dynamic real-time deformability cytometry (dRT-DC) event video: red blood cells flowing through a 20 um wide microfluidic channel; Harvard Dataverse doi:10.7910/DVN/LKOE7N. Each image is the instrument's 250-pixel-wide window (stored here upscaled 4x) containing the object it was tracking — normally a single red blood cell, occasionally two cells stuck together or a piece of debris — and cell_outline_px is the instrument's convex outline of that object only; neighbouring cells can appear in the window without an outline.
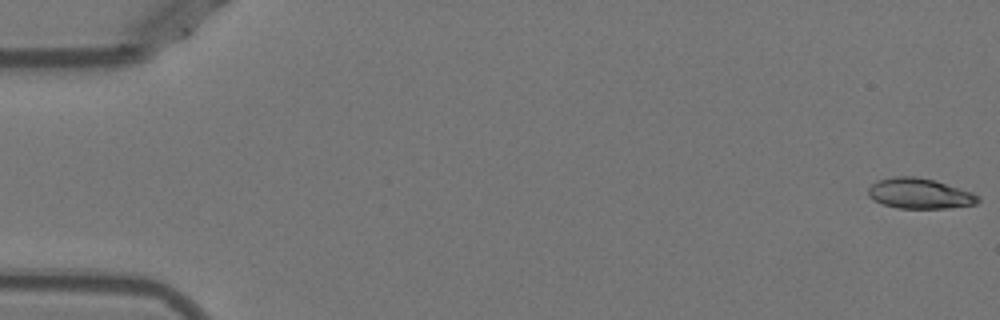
{"species": "Egyptian fruit bat (a non-hibernating species)", "species_latin": "Rousettus aegyptiacus", "temperature_condition": "warm", "stored_images_in_passage": 50, "camera_frame_rate_fps": 3000, "um_per_image_px": 0.085, "animal": {"sex": "female"}, "frame": {"image": 1, "passage_image": 1, "time_ms": 0.0, "image_size_px": [1000, 320], "cell_outline_px": [[980, 200], [976, 204], [948, 208], [896, 208], [872, 200], [868, 196], [868, 188], [876, 180], [892, 176], [916, 176], [932, 180], [972, 192], [980, 196]], "centroid_in_image_um": [78.13, 16.45], "position_along_channel_um": 6.9, "area_um2": 19.48}}
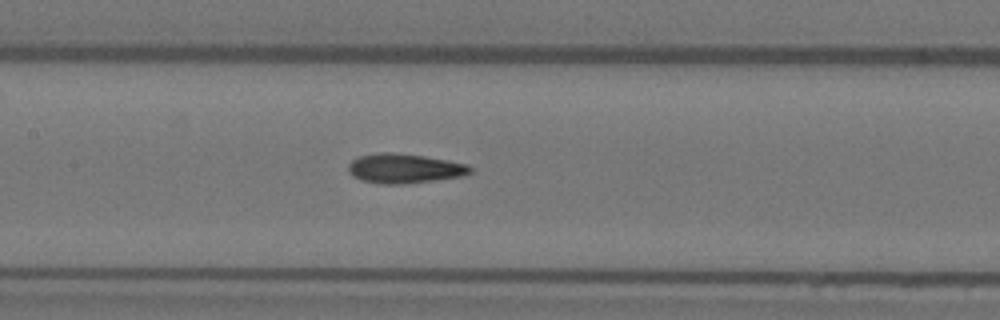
{"frame": {"image": 2, "passage_image": 25, "time_ms": 8.0, "image_size_px": [1000, 320], "cell_outline_px": [[472, 172], [460, 176], [404, 184], [380, 184], [360, 180], [352, 176], [348, 172], [348, 164], [352, 160], [360, 156], [380, 152], [392, 152], [424, 156], [448, 160], [468, 164], [472, 168]], "centroid_in_image_um": [34.34, 14.31], "position_along_channel_um": 173.1, "area_um2": 20.98}}
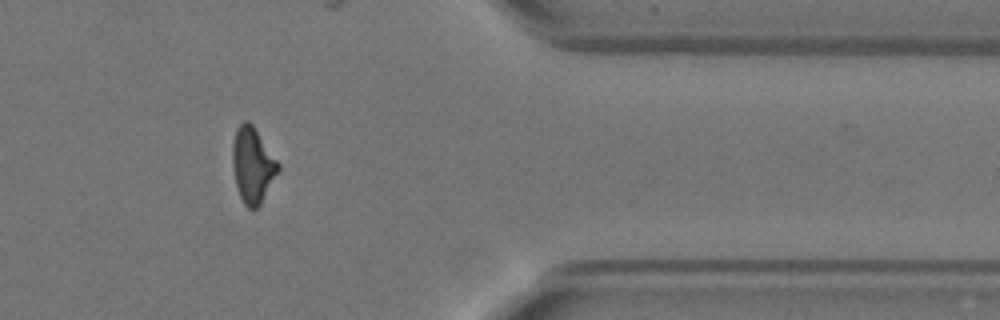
{"frame": {"image": 3, "passage_image": 43, "time_ms": 14.0, "image_size_px": [1000, 320], "cell_outline_px": [[280, 168], [260, 204], [256, 208], [248, 208], [244, 204], [240, 196], [236, 184], [232, 164], [232, 144], [236, 128], [244, 120], [248, 120], [252, 124], [280, 164]], "centroid_in_image_um": [21.46, 14.0], "position_along_channel_um": 389.9, "area_um2": 19.88}}